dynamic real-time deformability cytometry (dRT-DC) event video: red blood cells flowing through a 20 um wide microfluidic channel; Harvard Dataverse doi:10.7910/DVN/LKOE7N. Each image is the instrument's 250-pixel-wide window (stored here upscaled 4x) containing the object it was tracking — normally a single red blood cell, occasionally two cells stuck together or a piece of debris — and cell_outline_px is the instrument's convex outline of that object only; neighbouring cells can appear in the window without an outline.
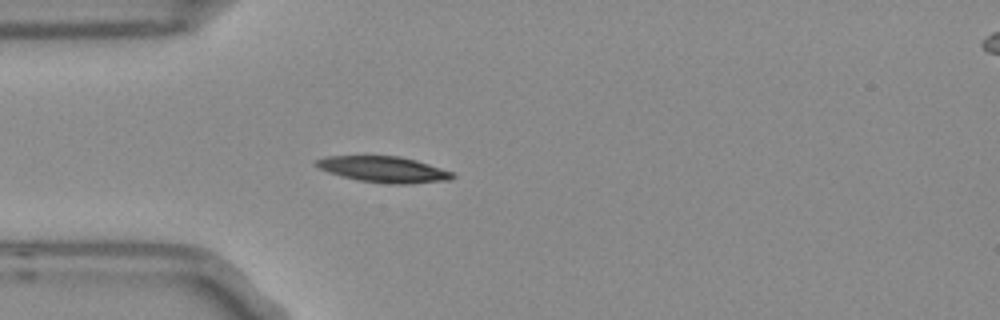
{"species": "Egyptian fruit bat (a non-hibernating species)", "species_latin": "Rousettus aegyptiacus", "temperature_condition": "room temperature", "stored_images_in_passage": 3, "camera_frame_rate_fps": 3000, "um_per_image_px": 0.085, "frame": {"image": 1, "passage_image": 3, "time_ms": 0.667, "image_size_px": [1000, 320], "cell_outline_px": [[456, 176], [452, 180], [408, 184], [392, 184], [360, 180], [328, 172], [320, 168], [316, 164], [316, 160], [328, 156], [400, 156], [416, 160], [452, 172]], "centroid_in_image_um": [32.67, 14.4], "position_along_channel_um": 52.3, "area_um2": 20.35}}